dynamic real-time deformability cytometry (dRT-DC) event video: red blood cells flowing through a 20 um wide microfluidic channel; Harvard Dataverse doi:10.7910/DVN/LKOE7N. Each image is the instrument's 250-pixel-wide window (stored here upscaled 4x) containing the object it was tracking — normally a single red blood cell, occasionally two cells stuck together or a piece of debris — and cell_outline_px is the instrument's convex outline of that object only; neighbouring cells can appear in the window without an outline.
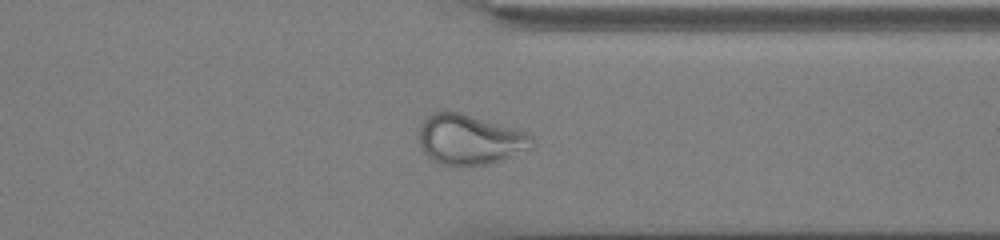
{"species": "common noctule bat (a hibernating species)", "species_latin": "Nyctalus noctula", "temperature_condition": "cold", "stored_images_in_passage": 39, "camera_frame_rate_fps": 3000, "um_per_image_px": 0.085, "animal": {"sex": "male", "body_mass_g": 13.0, "forearm_length_mm": 53.1}, "frame": {"image": 1, "passage_image": 28, "time_ms": 9.0, "image_size_px": [1000, 240], "cell_outline_px": [[536, 144], [532, 148], [500, 160], [488, 164], [464, 168], [460, 168], [440, 164], [432, 160], [424, 152], [420, 144], [420, 124], [424, 116], [428, 112], [444, 108], [452, 108], [516, 128], [528, 132], [536, 136]], "centroid_in_image_um": [39.93, 11.81], "position_along_channel_um": 371.5, "area_um2": 34.85}}